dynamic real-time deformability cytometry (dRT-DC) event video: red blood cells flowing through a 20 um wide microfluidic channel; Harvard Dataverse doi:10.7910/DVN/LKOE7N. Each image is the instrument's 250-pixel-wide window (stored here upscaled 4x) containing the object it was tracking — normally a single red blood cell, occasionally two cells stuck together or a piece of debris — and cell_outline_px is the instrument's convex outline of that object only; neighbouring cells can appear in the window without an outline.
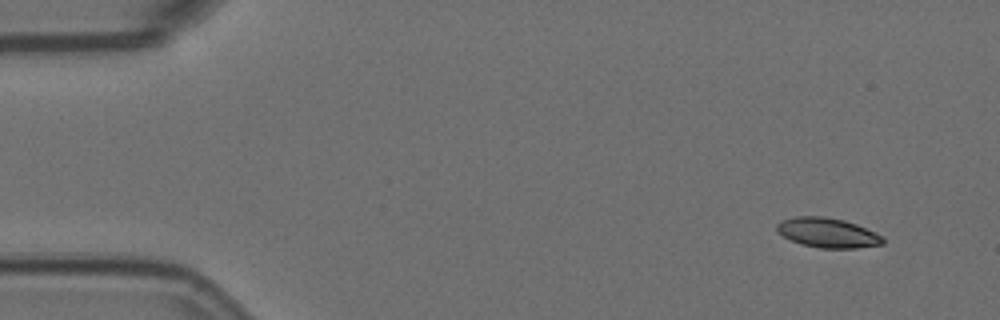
{"species": "Egyptian fruit bat (a non-hibernating species)", "species_latin": "Rousettus aegyptiacus", "temperature_condition": "room temperature", "stored_images_in_passage": 4, "camera_frame_rate_fps": 3000, "um_per_image_px": 0.085, "animal": {"sex": "female"}, "frame": {"image": 1, "passage_image": 1, "time_ms": 0.0, "image_size_px": [1000, 320], "cell_outline_px": [[884, 244], [856, 248], [820, 248], [800, 244], [776, 232], [776, 224], [784, 220], [796, 216], [824, 216], [844, 220], [856, 224], [876, 232], [884, 236]], "centroid_in_image_um": [70.37, 19.78], "position_along_channel_um": 14.6, "area_um2": 18.44}}
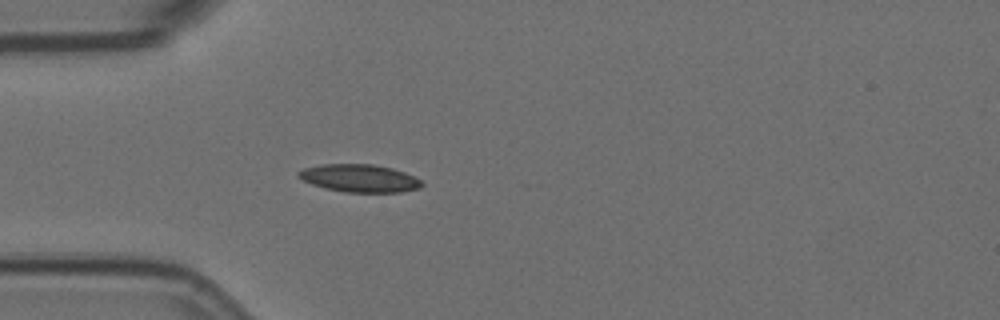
{"frame": {"image": 2, "passage_image": 4, "time_ms": 1.0, "image_size_px": [1000, 320], "cell_outline_px": [[424, 184], [420, 188], [400, 192], [344, 192], [324, 188], [312, 184], [296, 176], [296, 172], [304, 168], [320, 164], [372, 164], [392, 168], [404, 172], [420, 180]], "centroid_in_image_um": [30.53, 15.15], "position_along_channel_um": 54.5, "area_um2": 19.94}}